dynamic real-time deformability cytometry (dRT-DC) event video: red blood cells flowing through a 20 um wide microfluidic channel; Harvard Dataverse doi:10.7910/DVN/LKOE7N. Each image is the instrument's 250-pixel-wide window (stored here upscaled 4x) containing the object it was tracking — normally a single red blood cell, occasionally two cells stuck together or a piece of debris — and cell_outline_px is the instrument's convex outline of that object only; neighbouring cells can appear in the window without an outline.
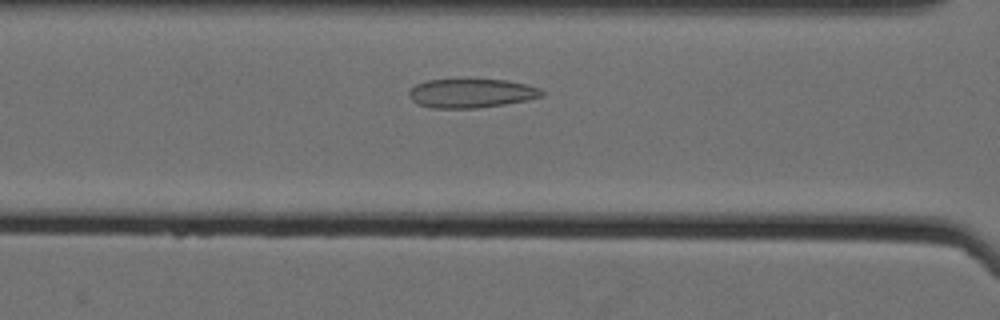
{"species": "Egyptian fruit bat (a non-hibernating species)", "species_latin": "Rousettus aegyptiacus", "temperature_condition": "cold", "stored_images_in_passage": 32, "camera_frame_rate_fps": 3000, "um_per_image_px": 0.085, "animal": {"sex": "female"}, "frame": {"image": 1, "passage_image": 7, "time_ms": 2.0, "image_size_px": [1000, 320], "cell_outline_px": [[544, 96], [528, 100], [504, 104], [476, 108], [432, 108], [416, 104], [408, 96], [408, 92], [416, 84], [428, 80], [456, 76], [464, 76], [508, 80], [540, 88], [544, 92]], "centroid_in_image_um": [40.03, 7.87], "position_along_channel_um": 126.6, "area_um2": 23.64}}
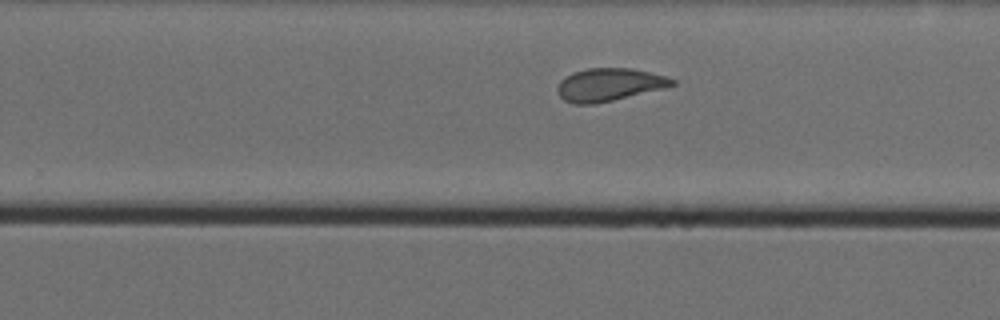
{"frame": {"image": 2, "passage_image": 20, "time_ms": 6.333, "image_size_px": [1000, 320], "cell_outline_px": [[676, 84], [664, 88], [596, 104], [572, 104], [564, 100], [556, 92], [556, 88], [560, 80], [564, 76], [572, 72], [588, 68], [632, 68], [664, 76], [676, 80]], "centroid_in_image_um": [51.72, 7.2], "position_along_channel_um": 278.1, "area_um2": 22.02}}
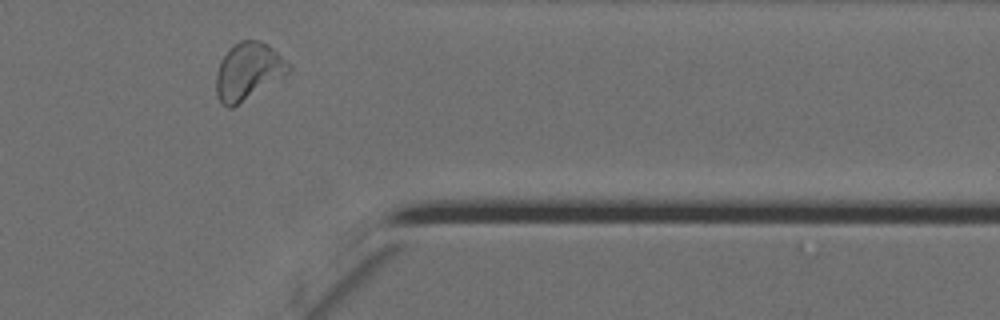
{"frame": {"image": 3, "passage_image": 30, "time_ms": 9.667, "image_size_px": [1000, 320], "cell_outline_px": [[292, 72], [232, 108], [228, 108], [216, 96], [216, 72], [220, 60], [228, 48], [240, 40], [260, 40], [272, 48], [292, 64]], "centroid_in_image_um": [21.11, 6.05], "position_along_channel_um": 390.3, "area_um2": 24.45}, "authors_computed_cell_mechanics": {"area_um2": 22.1952, "velocity_mm_per_s": 3.4985, "shape_relaxation_time_tau1_ms": 5.0873, "shape_relaxation_time_tau2_ms": 1.4488, "deformation_change_tau1": 0.1236, "deformation_change_tau2": 0.0701}}